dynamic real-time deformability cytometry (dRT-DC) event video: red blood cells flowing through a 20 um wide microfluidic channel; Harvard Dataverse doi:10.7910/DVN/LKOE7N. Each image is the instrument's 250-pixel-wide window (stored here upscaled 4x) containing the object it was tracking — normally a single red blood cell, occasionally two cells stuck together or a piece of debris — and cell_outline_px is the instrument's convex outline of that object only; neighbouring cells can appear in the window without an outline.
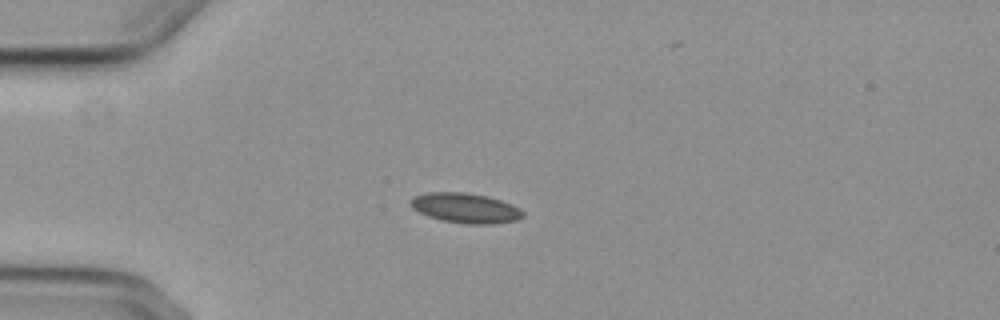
{"species": "common noctule bat (a hibernating species)", "species_latin": "Nyctalus noctula", "temperature_condition": "cold", "stored_images_in_passage": 5, "camera_frame_rate_fps": 3000, "um_per_image_px": 0.085, "animal": {"sex": "female", "body_mass_g": 29.2, "forearm_length_mm": 56.3}, "frame": {"image": 1, "passage_image": 4, "time_ms": 3.667, "image_size_px": [1000, 320], "cell_outline_px": [[524, 216], [516, 220], [492, 224], [464, 224], [440, 220], [428, 216], [412, 208], [408, 204], [408, 200], [412, 196], [428, 192], [464, 192], [488, 196], [512, 204], [520, 208], [524, 212]], "centroid_in_image_um": [39.53, 17.68], "position_along_channel_um": 45.5, "area_um2": 19.88}}